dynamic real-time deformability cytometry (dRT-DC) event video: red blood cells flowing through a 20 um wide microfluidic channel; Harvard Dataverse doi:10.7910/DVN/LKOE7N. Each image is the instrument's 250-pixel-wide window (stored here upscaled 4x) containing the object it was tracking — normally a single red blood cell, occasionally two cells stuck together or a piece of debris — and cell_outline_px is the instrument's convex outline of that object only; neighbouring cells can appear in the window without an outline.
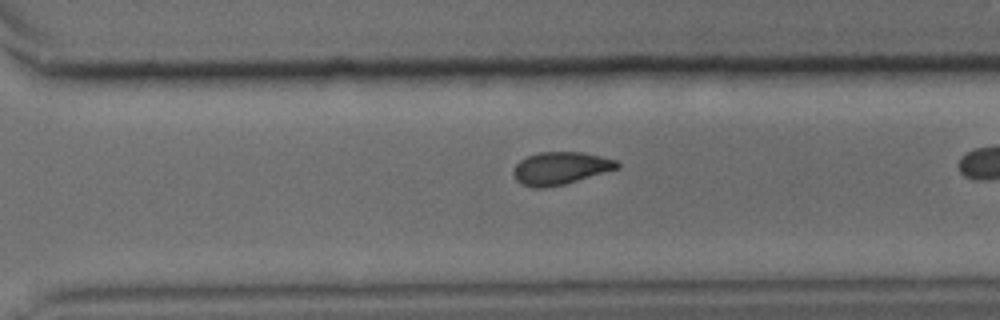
{"species": "common noctule bat (a hibernating species)", "species_latin": "Nyctalus noctula", "temperature_condition": "cold", "stored_images_in_passage": 31, "camera_frame_rate_fps": 3000, "um_per_image_px": 0.085, "animal": {"sex": "male", "body_mass_g": 15.6}, "frame": {"image": 1, "passage_image": 27, "time_ms": 8.667, "image_size_px": [1000, 320], "cell_outline_px": [[620, 168], [564, 184], [544, 188], [532, 188], [520, 184], [516, 180], [512, 172], [512, 168], [520, 160], [528, 156], [540, 152], [580, 152], [600, 156], [616, 160], [620, 164]], "centroid_in_image_um": [47.61, 14.31], "position_along_channel_um": 323.0, "area_um2": 19.77}}